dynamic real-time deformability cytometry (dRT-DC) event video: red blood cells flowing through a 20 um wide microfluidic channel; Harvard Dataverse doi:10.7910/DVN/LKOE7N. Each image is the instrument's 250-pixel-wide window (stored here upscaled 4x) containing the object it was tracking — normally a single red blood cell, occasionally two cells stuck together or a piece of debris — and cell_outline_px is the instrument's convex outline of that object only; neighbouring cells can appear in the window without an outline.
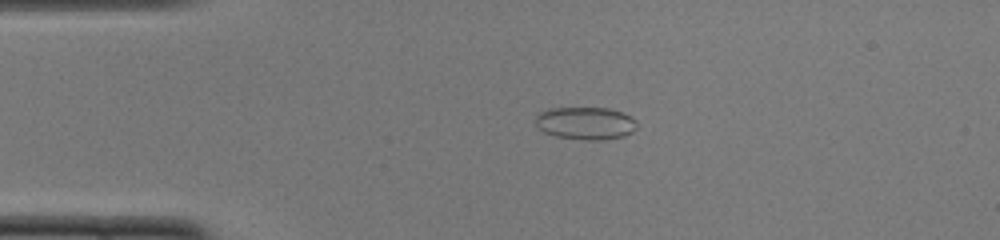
{"species": "common noctule bat (a hibernating species)", "species_latin": "Nyctalus noctula", "temperature_condition": "cold", "stored_images_in_passage": 49, "camera_frame_rate_fps": 3000, "um_per_image_px": 0.085, "animal": {"sex": "female", "body_mass_g": 22.0, "forearm_length_mm": 56.7}, "frame": {"image": 1, "passage_image": 10, "time_ms": 3.0, "image_size_px": [1000, 240], "cell_outline_px": [[636, 128], [632, 132], [624, 136], [604, 140], [584, 140], [556, 136], [544, 132], [536, 128], [536, 116], [540, 112], [548, 108], [608, 108], [624, 112], [636, 120]], "centroid_in_image_um": [49.77, 10.47], "position_along_channel_um": 35.2, "area_um2": 19.48}}
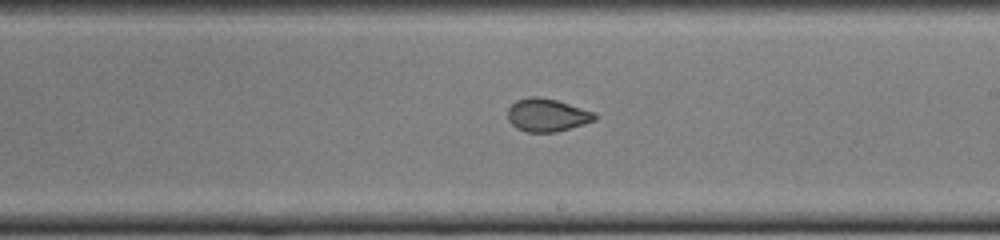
{"frame": {"image": 2, "passage_image": 28, "time_ms": 9.0, "image_size_px": [1000, 240], "cell_outline_px": [[596, 120], [584, 124], [556, 132], [528, 132], [516, 128], [508, 120], [508, 108], [516, 100], [532, 96], [540, 96], [556, 100], [596, 112]], "centroid_in_image_um": [46.5, 9.78], "position_along_channel_um": 242.5, "area_um2": 16.76}}
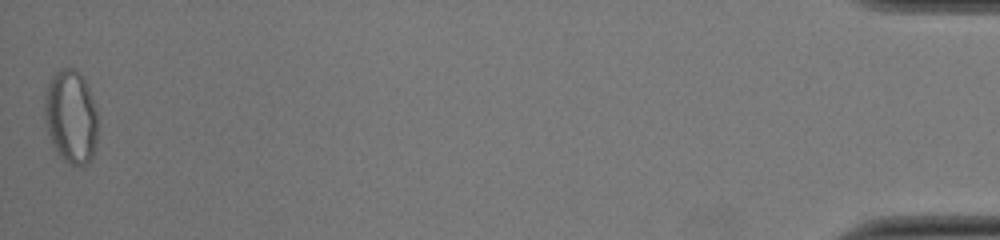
{"frame": {"image": 3, "passage_image": 49, "time_ms": 16.0, "image_size_px": [1000, 240], "cell_outline_px": [[96, 140], [92, 156], [88, 164], [72, 164], [64, 160], [60, 156], [52, 144], [48, 132], [44, 116], [44, 96], [48, 84], [52, 76], [60, 68], [72, 68], [84, 80], [88, 88], [96, 112]], "centroid_in_image_um": [5.99, 9.92], "position_along_channel_um": 429.2, "area_um2": 28.44}, "authors_computed_cell_mechanics": {"area_um2": 19.0162, "velocity_mm_per_s": 4.0077, "shape_relaxation_time_tau1_ms": 10.9508, "shape_relaxation_time_tau2_ms": 0.8814, "deformation_change_tau1": 0.2264, "deformation_change_tau2": 0.0579}}